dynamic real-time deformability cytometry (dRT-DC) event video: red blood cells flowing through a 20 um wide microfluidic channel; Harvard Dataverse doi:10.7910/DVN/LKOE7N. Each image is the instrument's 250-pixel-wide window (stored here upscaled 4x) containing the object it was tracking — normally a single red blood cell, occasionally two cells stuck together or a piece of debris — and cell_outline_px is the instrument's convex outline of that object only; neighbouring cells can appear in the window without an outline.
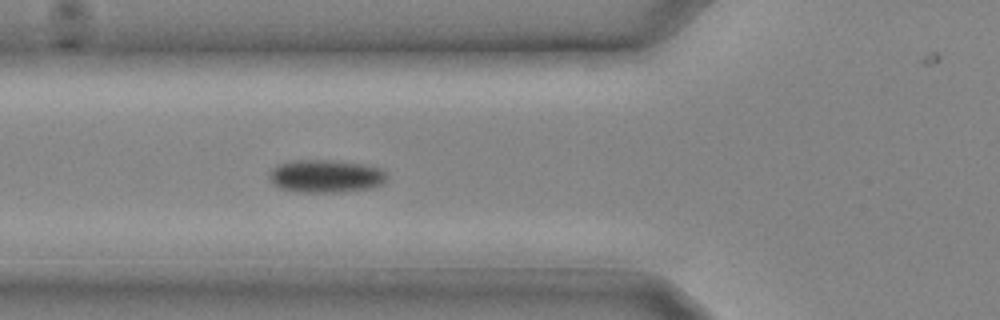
{"species": "common noctule bat (a hibernating species)", "species_latin": "Nyctalus noctula", "temperature_condition": "cold", "stored_images_in_passage": 11, "camera_frame_rate_fps": 3000, "um_per_image_px": 0.085, "animal": {"sex": "male", "body_mass_g": 20.4}, "frame": {"image": 1, "passage_image": 10, "time_ms": 3.0, "image_size_px": [1000, 320], "cell_outline_px": [[388, 176], [380, 184], [372, 188], [340, 192], [296, 192], [280, 188], [272, 184], [268, 176], [272, 168], [280, 164], [292, 160], [332, 160], [364, 164], [380, 168]], "centroid_in_image_um": [27.66, 14.97], "position_along_channel_um": 98.1, "area_um2": 22.6}}